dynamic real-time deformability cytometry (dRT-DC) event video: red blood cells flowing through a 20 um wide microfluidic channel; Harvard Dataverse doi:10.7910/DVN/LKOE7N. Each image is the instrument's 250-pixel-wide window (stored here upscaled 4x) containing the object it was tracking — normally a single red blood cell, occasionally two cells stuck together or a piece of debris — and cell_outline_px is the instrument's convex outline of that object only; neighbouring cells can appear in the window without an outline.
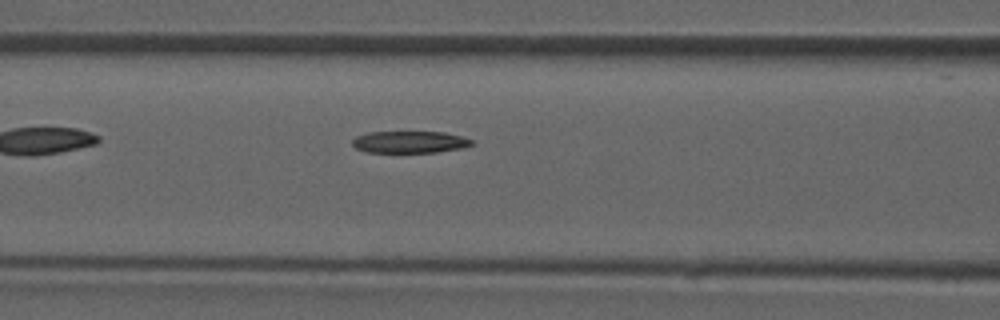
{"species": "common noctule bat (a hibernating species)", "species_latin": "Nyctalus noctula", "temperature_condition": "room temperature", "stored_images_in_passage": 33, "camera_frame_rate_fps": 3000, "um_per_image_px": 0.085, "animal": {"sex": "male", "forearm_length_mm": 52.5}, "frame": {"image": 1, "passage_image": 6, "time_ms": 1.667, "image_size_px": [1000, 320], "cell_outline_px": [[476, 144], [460, 148], [436, 152], [368, 152], [356, 148], [352, 144], [352, 140], [356, 136], [368, 132], [444, 132], [460, 136], [472, 140]], "centroid_in_image_um": [34.82, 12.07], "position_along_channel_um": 131.8, "area_um2": 15.14}}